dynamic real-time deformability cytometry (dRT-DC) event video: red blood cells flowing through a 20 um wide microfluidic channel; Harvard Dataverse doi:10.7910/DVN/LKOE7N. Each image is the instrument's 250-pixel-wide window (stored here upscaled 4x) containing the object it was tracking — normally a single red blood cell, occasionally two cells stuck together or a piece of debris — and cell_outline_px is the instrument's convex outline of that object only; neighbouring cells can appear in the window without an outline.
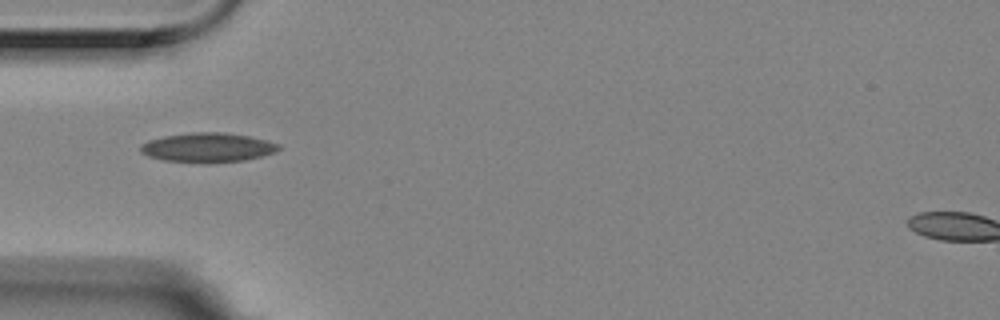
{"species": "Egyptian fruit bat (a non-hibernating species)", "species_latin": "Rousettus aegyptiacus", "temperature_condition": "room temperature", "stored_images_in_passage": 5, "camera_frame_rate_fps": 3000, "um_per_image_px": 0.085, "animal": {"sex": "female"}, "frame": {"image": 1, "passage_image": 3, "time_ms": 0.667, "image_size_px": [1000, 320], "cell_outline_px": [[280, 148], [276, 152], [244, 160], [164, 160], [148, 156], [140, 152], [140, 144], [148, 140], [164, 136], [192, 132], [224, 132], [248, 136], [280, 144]], "centroid_in_image_um": [17.63, 12.49], "position_along_channel_um": 67.4, "area_um2": 22.66}}
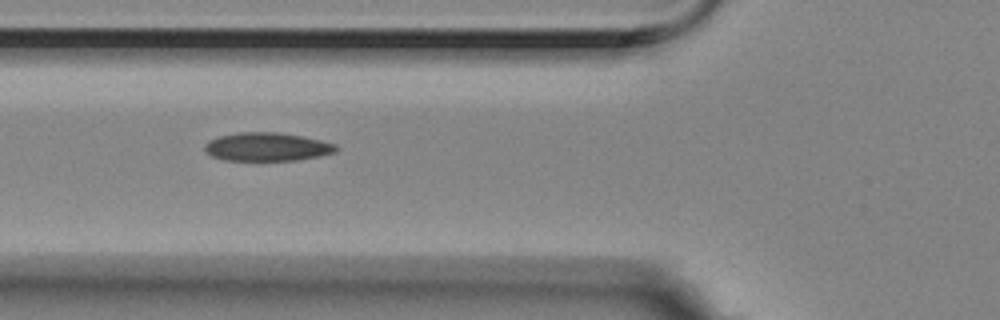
{"frame": {"image": 2, "passage_image": 4, "time_ms": 1.0, "image_size_px": [1000, 320], "cell_outline_px": [[340, 148], [336, 152], [320, 156], [296, 160], [224, 160], [212, 156], [204, 148], [204, 144], [208, 140], [220, 136], [236, 132], [280, 132], [304, 136], [336, 144]], "centroid_in_image_um": [22.73, 12.47], "position_along_channel_um": 103.1, "area_um2": 21.91}}
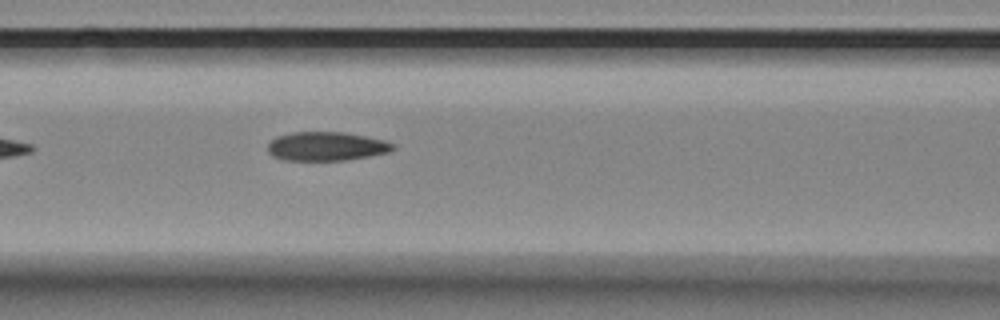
{"frame": {"image": 3, "passage_image": 5, "time_ms": 1.333, "image_size_px": [1000, 320], "cell_outline_px": [[396, 148], [388, 152], [368, 156], [344, 160], [284, 160], [272, 156], [268, 152], [268, 144], [276, 136], [292, 132], [344, 132], [384, 140], [396, 144]], "centroid_in_image_um": [27.73, 12.43], "position_along_channel_um": 138.9, "area_um2": 21.04}}